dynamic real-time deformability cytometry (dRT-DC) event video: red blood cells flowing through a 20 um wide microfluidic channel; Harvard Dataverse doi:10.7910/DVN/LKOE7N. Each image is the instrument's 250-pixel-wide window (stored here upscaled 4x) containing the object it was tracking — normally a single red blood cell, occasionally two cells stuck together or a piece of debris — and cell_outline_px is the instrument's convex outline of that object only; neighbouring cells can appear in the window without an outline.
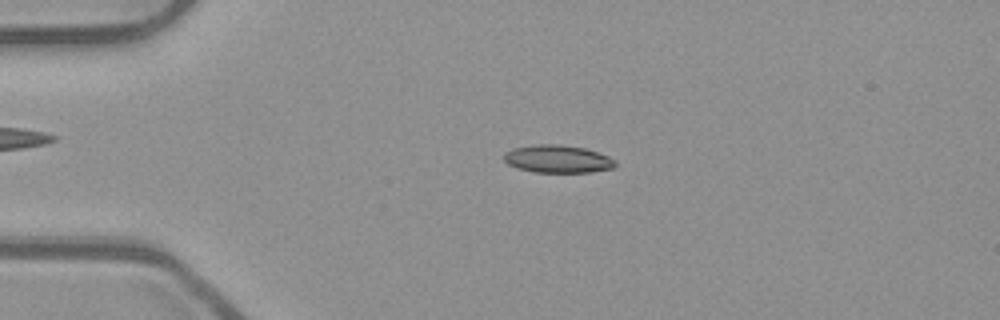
{"species": "common noctule bat (a hibernating species)", "species_latin": "Nyctalus noctula", "temperature_condition": "room temperature", "stored_images_in_passage": 47, "camera_frame_rate_fps": 3000, "um_per_image_px": 0.085, "animal": {"sex": "male", "body_mass_g": 23.1, "forearm_length_mm": 52.7}, "frame": {"image": 1, "passage_image": 7, "time_ms": 2.0, "image_size_px": [1000, 320], "cell_outline_px": [[616, 164], [612, 168], [592, 172], [536, 172], [516, 168], [508, 164], [504, 160], [504, 152], [512, 148], [536, 144], [560, 144], [584, 148], [608, 156], [616, 160]], "centroid_in_image_um": [47.38, 13.51], "position_along_channel_um": 37.6, "area_um2": 18.03}}
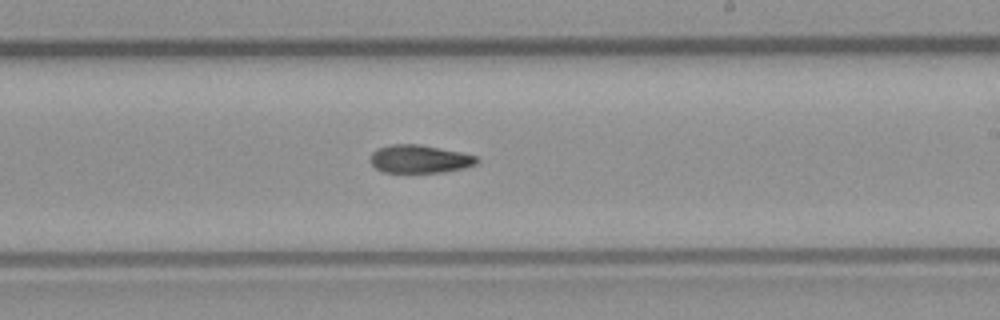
{"frame": {"image": 2, "passage_image": 26, "time_ms": 8.333, "image_size_px": [1000, 320], "cell_outline_px": [[480, 160], [476, 164], [464, 168], [444, 172], [384, 172], [376, 168], [372, 164], [372, 152], [376, 148], [392, 144], [420, 144], [460, 152], [476, 156]], "centroid_in_image_um": [35.68, 13.51], "position_along_channel_um": 253.3, "area_um2": 17.34}}
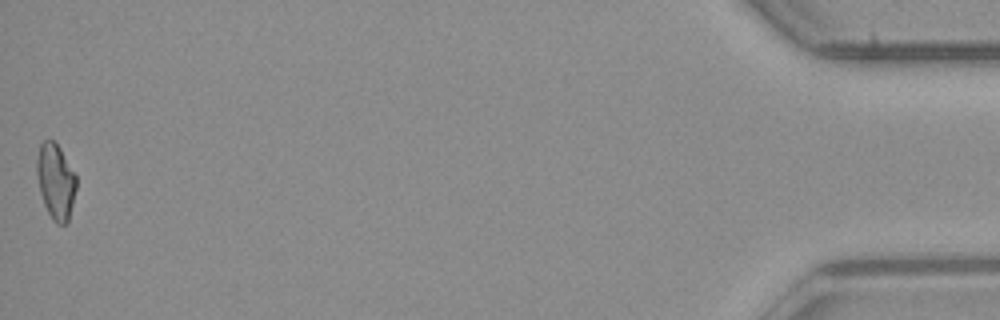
{"frame": {"image": 3, "passage_image": 47, "time_ms": 15.333, "image_size_px": [1000, 320], "cell_outline_px": [[76, 188], [68, 220], [64, 224], [56, 224], [52, 220], [44, 204], [40, 192], [36, 172], [36, 160], [40, 144], [44, 140], [52, 140], [60, 148], [76, 176]], "centroid_in_image_um": [4.71, 15.41], "position_along_channel_um": 430.5, "area_um2": 17.17}}